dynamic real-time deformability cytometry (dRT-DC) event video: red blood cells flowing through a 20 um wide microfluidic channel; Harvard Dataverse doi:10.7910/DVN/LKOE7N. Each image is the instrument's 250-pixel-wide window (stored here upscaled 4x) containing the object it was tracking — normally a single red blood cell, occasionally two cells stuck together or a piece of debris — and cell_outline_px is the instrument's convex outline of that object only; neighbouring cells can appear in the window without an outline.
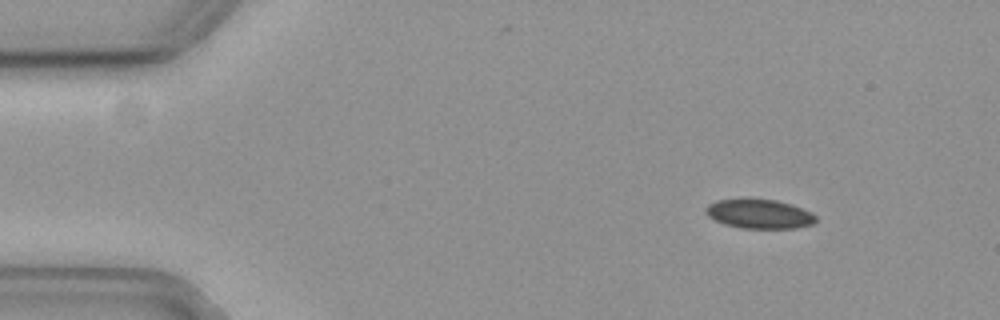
{"species": "common noctule bat (a hibernating species)", "species_latin": "Nyctalus noctula", "temperature_condition": "cold", "stored_images_in_passage": 51, "camera_frame_rate_fps": 3000, "um_per_image_px": 0.085, "animal": {"sex": "female", "body_mass_g": 19.3, "forearm_length_mm": 54.1}, "frame": {"image": 1, "passage_image": 1, "time_ms": 0.0, "image_size_px": [1000, 320], "cell_outline_px": [[816, 220], [812, 224], [796, 228], [740, 228], [724, 224], [708, 216], [704, 212], [704, 208], [708, 204], [716, 200], [740, 196], [752, 196], [776, 200], [792, 204], [812, 212], [816, 216]], "centroid_in_image_um": [64.48, 18.12], "position_along_channel_um": 20.5, "area_um2": 19.65}}
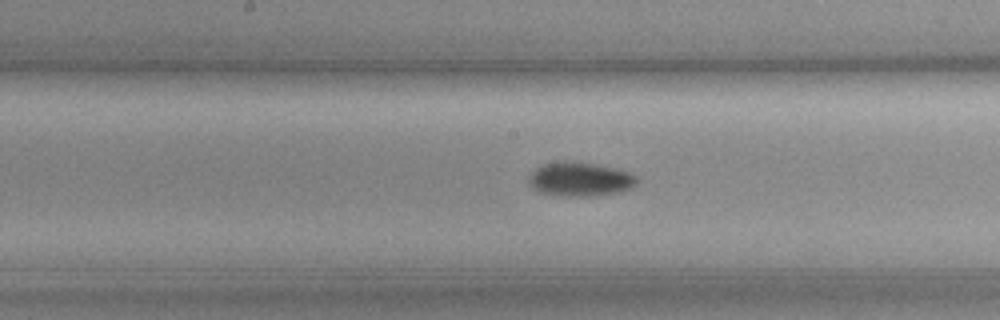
{"frame": {"image": 2, "passage_image": 23, "time_ms": 7.333, "image_size_px": [1000, 320], "cell_outline_px": [[640, 180], [632, 188], [620, 192], [588, 196], [564, 196], [536, 192], [528, 184], [528, 176], [540, 164], [564, 160], [596, 164], [620, 168], [632, 172]], "centroid_in_image_um": [49.31, 15.22], "position_along_channel_um": 198.9, "area_um2": 22.08}}
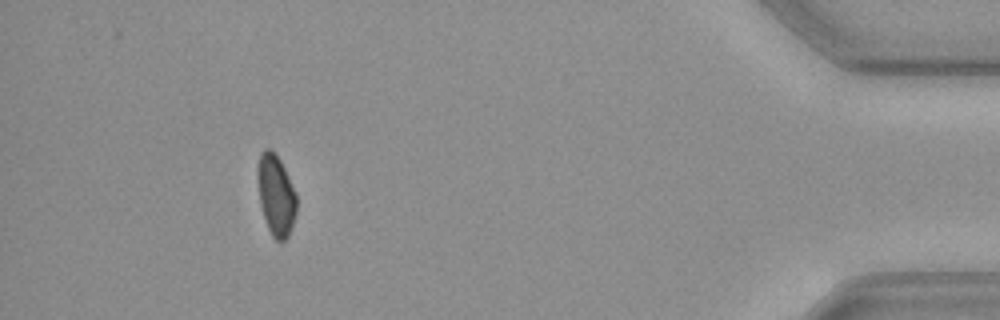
{"frame": {"image": 3, "passage_image": 46, "time_ms": 15.0, "image_size_px": [1000, 320], "cell_outline_px": [[296, 216], [288, 236], [280, 244], [272, 236], [268, 228], [260, 204], [256, 176], [256, 172], [260, 152], [264, 148], [268, 148], [276, 152], [296, 192]], "centroid_in_image_um": [23.44, 16.56], "position_along_channel_um": 411.8, "area_um2": 18.67}}